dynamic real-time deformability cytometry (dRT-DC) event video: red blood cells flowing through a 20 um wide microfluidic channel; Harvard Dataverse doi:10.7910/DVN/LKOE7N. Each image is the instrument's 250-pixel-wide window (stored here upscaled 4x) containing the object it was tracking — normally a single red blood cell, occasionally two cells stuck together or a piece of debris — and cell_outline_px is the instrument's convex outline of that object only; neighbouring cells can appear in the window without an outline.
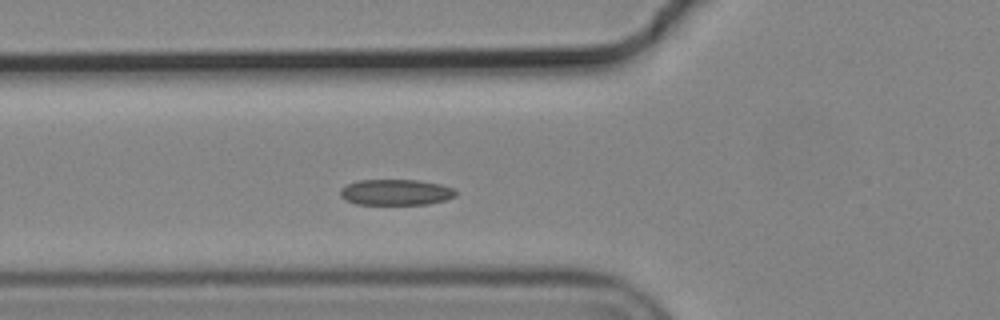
{"species": "common noctule bat (a hibernating species)", "species_latin": "Nyctalus noctula", "temperature_condition": "cold", "stored_images_in_passage": 3, "camera_frame_rate_fps": 3000, "um_per_image_px": 0.085, "animal": {"sex": "male", "body_mass_g": 19.2, "forearm_length_mm": 51.8}, "frame": {"image": 1, "passage_image": 3, "time_ms": 0.667, "image_size_px": [1000, 320], "cell_outline_px": [[456, 196], [444, 200], [428, 204], [356, 204], [344, 200], [340, 196], [340, 188], [348, 184], [360, 180], [420, 180], [440, 184], [452, 188], [456, 192]], "centroid_in_image_um": [33.62, 16.34], "position_along_channel_um": 92.2, "area_um2": 17.4}}